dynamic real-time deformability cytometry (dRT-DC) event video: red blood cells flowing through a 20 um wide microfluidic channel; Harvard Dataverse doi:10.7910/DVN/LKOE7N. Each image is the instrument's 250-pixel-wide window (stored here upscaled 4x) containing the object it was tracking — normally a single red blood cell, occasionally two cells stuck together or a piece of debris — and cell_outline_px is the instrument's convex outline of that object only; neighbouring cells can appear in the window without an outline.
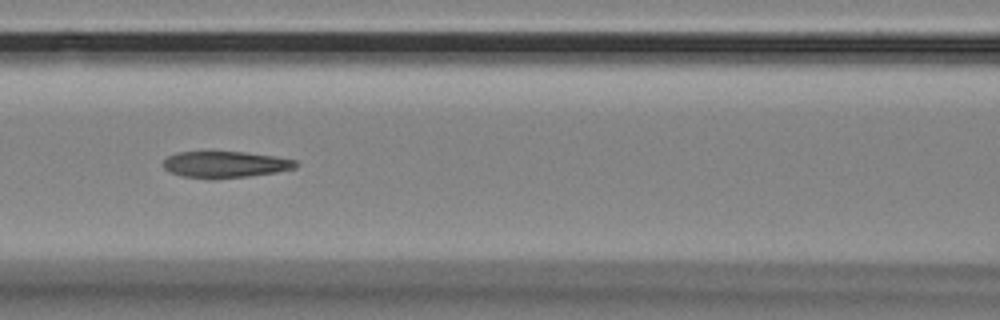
{"species": "Egyptian fruit bat (a non-hibernating species)", "species_latin": "Rousettus aegyptiacus", "temperature_condition": "room temperature", "stored_images_in_passage": 7, "camera_frame_rate_fps": 3000, "um_per_image_px": 0.085, "animal": {"sex": "female"}, "frame": {"image": 1, "passage_image": 4, "time_ms": 1.0, "image_size_px": [1000, 320], "cell_outline_px": [[300, 164], [296, 168], [276, 172], [248, 176], [212, 180], [180, 176], [164, 168], [164, 160], [168, 156], [176, 152], [244, 152], [272, 156], [296, 160]], "centroid_in_image_um": [19.15, 13.99], "position_along_channel_um": 147.5, "area_um2": 20.52}}
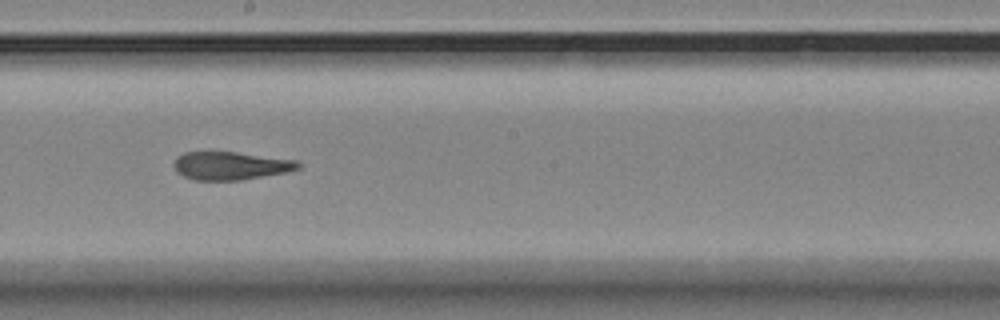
{"frame": {"image": 2, "passage_image": 6, "time_ms": 1.667, "image_size_px": [1000, 320], "cell_outline_px": [[300, 168], [288, 172], [240, 180], [196, 180], [184, 176], [176, 172], [172, 164], [184, 152], [236, 152], [300, 160]], "centroid_in_image_um": [19.65, 14.09], "position_along_channel_um": 228.6, "area_um2": 20.4}}
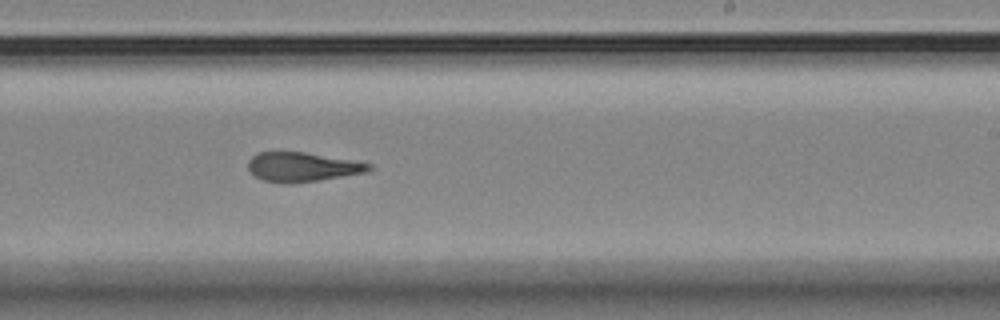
{"frame": {"image": 3, "passage_image": 7, "time_ms": 2.0, "image_size_px": [1000, 320], "cell_outline_px": [[376, 168], [372, 172], [320, 180], [292, 184], [280, 184], [264, 180], [256, 176], [248, 168], [248, 160], [256, 152], [304, 152], [372, 164]], "centroid_in_image_um": [25.74, 14.21], "position_along_channel_um": 263.3, "area_um2": 20.92}}